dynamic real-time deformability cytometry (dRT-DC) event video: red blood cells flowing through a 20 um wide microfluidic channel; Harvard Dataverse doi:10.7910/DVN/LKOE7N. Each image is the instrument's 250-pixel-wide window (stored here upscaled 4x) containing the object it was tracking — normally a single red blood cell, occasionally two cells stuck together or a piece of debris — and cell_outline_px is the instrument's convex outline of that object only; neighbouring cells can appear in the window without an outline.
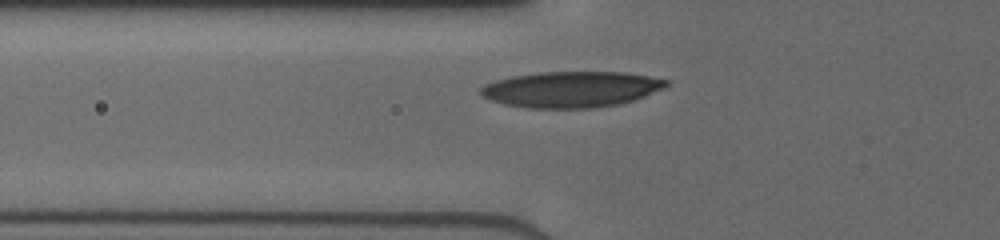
{"species": "human", "species_latin": "Homo sapiens", "temperature_condition": "cold", "stored_images_in_passage": 18, "camera_frame_rate_fps": 3000, "um_per_image_px": 0.085, "donor": {"sex": "male"}, "frame": {"image": 1, "passage_image": 2, "time_ms": 0.333, "image_size_px": [1000, 240], "cell_outline_px": [[668, 84], [664, 88], [644, 96], [620, 104], [592, 108], [528, 108], [508, 104], [492, 100], [480, 96], [480, 88], [484, 84], [496, 80], [512, 76], [540, 72], [624, 72], [648, 76], [668, 80]], "centroid_in_image_um": [48.54, 7.59], "position_along_channel_um": 77.3, "area_um2": 38.73}}
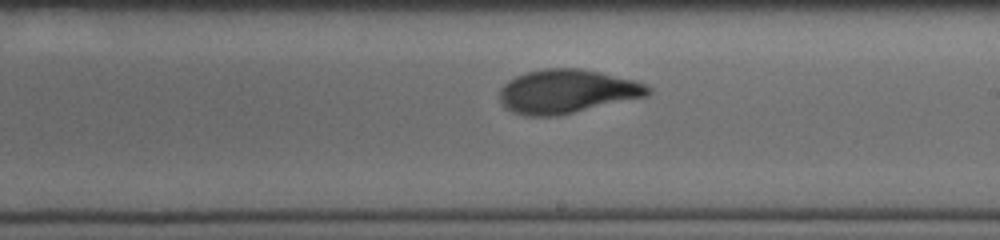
{"frame": {"image": 2, "passage_image": 9, "time_ms": 4.333, "image_size_px": [1000, 240], "cell_outline_px": [[652, 92], [644, 96], [556, 116], [524, 116], [512, 112], [500, 100], [500, 88], [508, 80], [516, 76], [528, 72], [544, 68], [580, 68], [600, 72], [632, 80], [644, 84], [652, 88]], "centroid_in_image_um": [48.15, 7.76], "position_along_channel_um": 240.9, "area_um2": 37.4}}
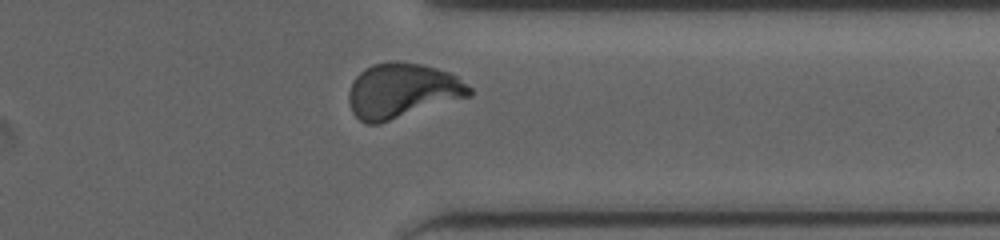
{"frame": {"image": 3, "passage_image": 16, "time_ms": 7.667, "image_size_px": [1000, 240], "cell_outline_px": [[472, 92], [468, 96], [380, 124], [364, 124], [352, 112], [348, 100], [348, 92], [352, 80], [364, 68], [372, 64], [388, 60], [400, 60], [420, 64], [436, 68], [448, 72], [456, 76], [472, 88]], "centroid_in_image_um": [34.12, 7.7], "position_along_channel_um": 377.3, "area_um2": 38.78}}